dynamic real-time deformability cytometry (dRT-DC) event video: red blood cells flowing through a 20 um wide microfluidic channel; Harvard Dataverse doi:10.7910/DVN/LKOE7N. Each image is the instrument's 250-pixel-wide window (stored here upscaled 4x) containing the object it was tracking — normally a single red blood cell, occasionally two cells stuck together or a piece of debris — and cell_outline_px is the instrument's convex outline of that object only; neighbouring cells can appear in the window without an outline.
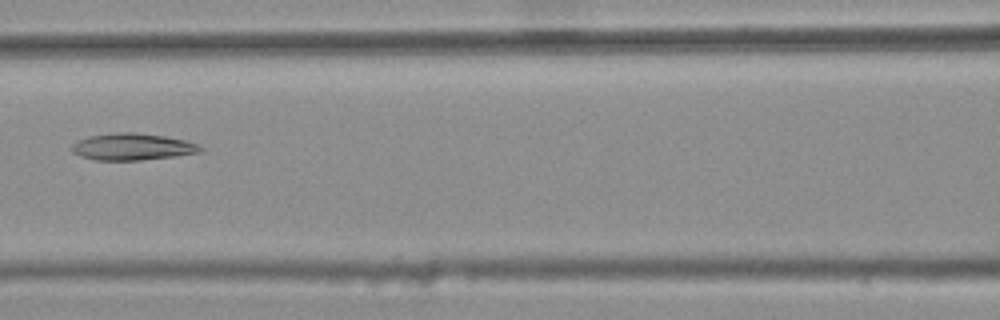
{"species": "common noctule bat (a hibernating species)", "species_latin": "Nyctalus noctula", "temperature_condition": "warm", "stored_images_in_passage": 7, "camera_frame_rate_fps": 3000, "um_per_image_px": 0.085, "animal": {"sex": "female", "body_mass_g": 25.1}, "frame": {"image": 1, "passage_image": 7, "time_ms": 2.0, "image_size_px": [1000, 320], "cell_outline_px": [[204, 148], [200, 152], [176, 156], [140, 160], [96, 160], [80, 156], [72, 152], [72, 144], [88, 136], [116, 132], [136, 132], [164, 136], [188, 140], [200, 144]], "centroid_in_image_um": [11.3, 12.47], "position_along_channel_um": 155.3, "area_um2": 20.23}}